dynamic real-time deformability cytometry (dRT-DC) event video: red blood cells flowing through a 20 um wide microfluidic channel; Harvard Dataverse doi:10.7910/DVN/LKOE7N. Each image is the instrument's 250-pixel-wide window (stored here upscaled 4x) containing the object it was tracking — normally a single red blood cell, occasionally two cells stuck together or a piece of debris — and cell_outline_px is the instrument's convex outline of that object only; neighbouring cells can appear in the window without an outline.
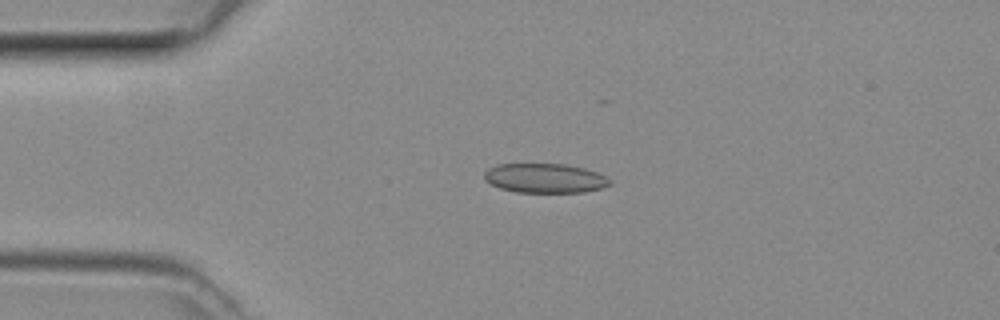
{"species": "common noctule bat (a hibernating species)", "species_latin": "Nyctalus noctula", "temperature_condition": "room temperature", "stored_images_in_passage": 43, "camera_frame_rate_fps": 3000, "um_per_image_px": 0.085, "animal": {"sex": "female", "body_mass_g": 29.2, "forearm_length_mm": 56.3}, "frame": {"image": 1, "passage_image": 11, "time_ms": 3.333, "image_size_px": [1000, 320], "cell_outline_px": [[612, 184], [600, 188], [584, 192], [516, 192], [500, 188], [484, 180], [484, 172], [488, 168], [496, 164], [564, 164], [584, 168], [596, 172], [604, 176]], "centroid_in_image_um": [46.27, 15.14], "position_along_channel_um": 38.7, "area_um2": 21.39}}
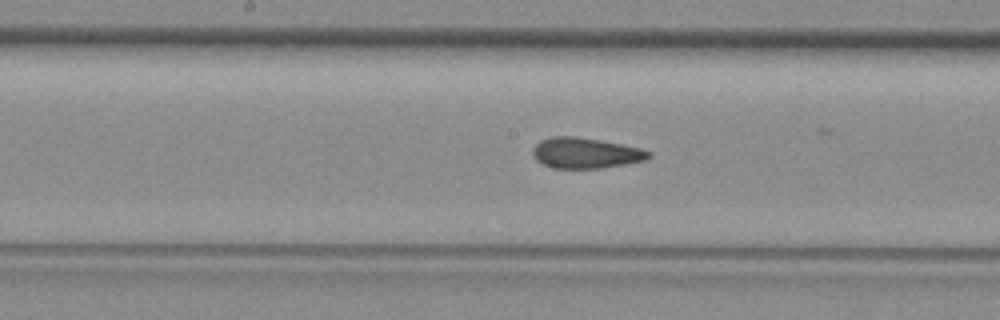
{"frame": {"image": 2, "passage_image": 24, "time_ms": 7.667, "image_size_px": [1000, 320], "cell_outline_px": [[652, 156], [644, 160], [624, 164], [600, 168], [552, 168], [536, 160], [532, 156], [532, 148], [540, 140], [552, 136], [576, 136], [600, 140], [640, 148], [652, 152]], "centroid_in_image_um": [49.74, 13.0], "position_along_channel_um": 198.5, "area_um2": 20.69}}
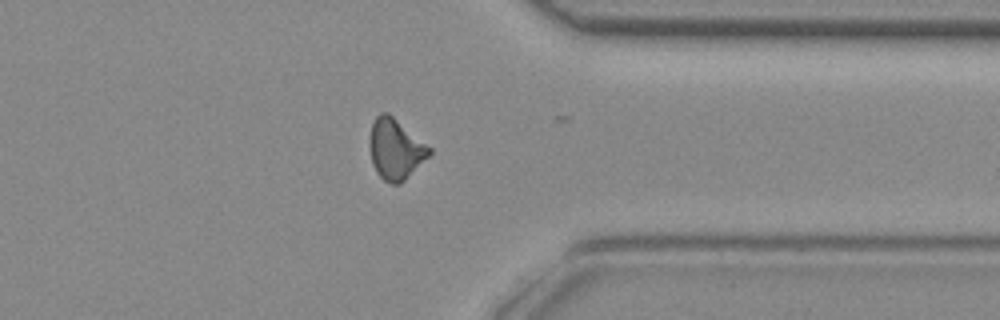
{"frame": {"image": 3, "passage_image": 37, "time_ms": 12.0, "image_size_px": [1000, 320], "cell_outline_px": [[432, 152], [400, 184], [392, 184], [384, 180], [376, 172], [372, 164], [368, 144], [368, 140], [372, 124], [376, 116], [380, 112], [388, 112], [432, 148]], "centroid_in_image_um": [33.58, 12.65], "position_along_channel_um": 377.8, "area_um2": 21.1}}